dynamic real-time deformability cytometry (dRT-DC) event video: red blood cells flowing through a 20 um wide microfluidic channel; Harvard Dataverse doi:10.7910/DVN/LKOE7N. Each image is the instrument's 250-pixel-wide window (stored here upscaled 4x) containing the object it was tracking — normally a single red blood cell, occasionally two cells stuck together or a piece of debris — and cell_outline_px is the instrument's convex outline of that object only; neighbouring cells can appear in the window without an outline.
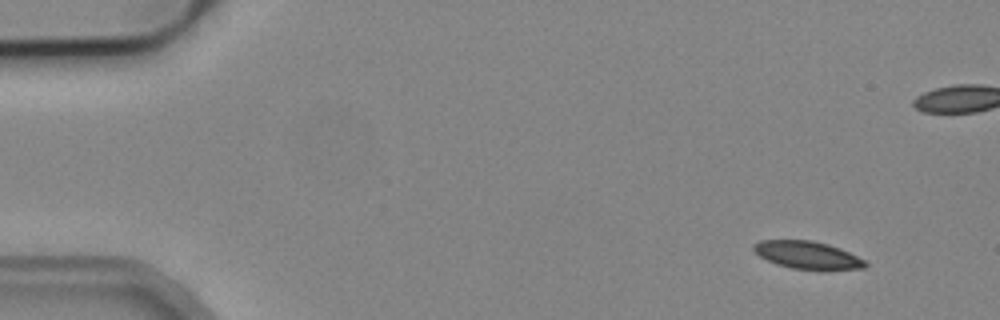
{"species": "common noctule bat (a hibernating species)", "species_latin": "Nyctalus noctula", "temperature_condition": "cold", "stored_images_in_passage": 5, "camera_frame_rate_fps": 3000, "um_per_image_px": 0.085, "animal": {"sex": "male", "body_mass_g": 19.2, "forearm_length_mm": 51.8}, "frame": {"image": 1, "passage_image": 1, "time_ms": 0.0, "image_size_px": [1000, 320], "cell_outline_px": [[868, 264], [864, 268], [792, 268], [776, 264], [760, 256], [752, 248], [752, 244], [760, 240], [812, 240], [828, 244], [840, 248], [864, 260]], "centroid_in_image_um": [68.57, 21.64], "position_along_channel_um": 16.4, "area_um2": 17.4}}